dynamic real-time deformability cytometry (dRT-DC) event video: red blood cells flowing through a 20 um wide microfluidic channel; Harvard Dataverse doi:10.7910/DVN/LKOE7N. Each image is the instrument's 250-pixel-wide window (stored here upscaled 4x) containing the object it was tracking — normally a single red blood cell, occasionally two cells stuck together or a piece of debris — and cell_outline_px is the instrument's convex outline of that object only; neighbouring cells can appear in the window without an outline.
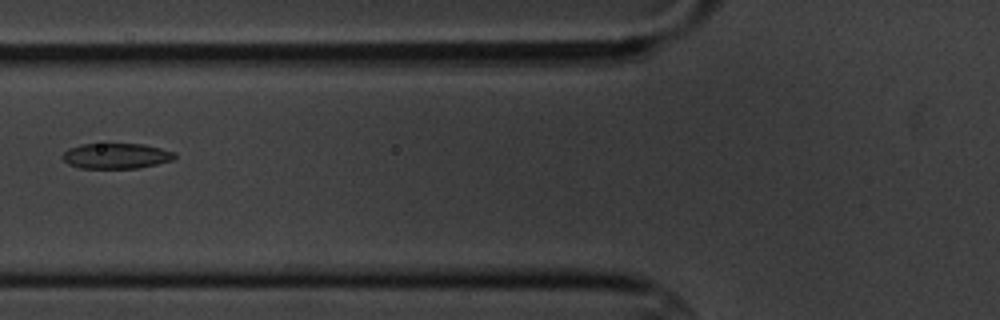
{"species": "common noctule bat (a hibernating species)", "species_latin": "Nyctalus noctula", "temperature_condition": "cold", "stored_images_in_passage": 6, "camera_frame_rate_fps": 3000, "um_per_image_px": 0.085, "animal": {"sex": "male", "body_mass_g": 20.1, "forearm_length_mm": 53.5}, "frame": {"image": 1, "passage_image": 6, "time_ms": 6.667, "image_size_px": [1000, 320], "cell_outline_px": [[176, 156], [172, 160], [140, 168], [80, 168], [68, 164], [60, 156], [68, 148], [80, 144], [144, 144], [176, 152]], "centroid_in_image_um": [9.86, 13.25], "position_along_channel_um": 115.9, "area_um2": 16.7}}